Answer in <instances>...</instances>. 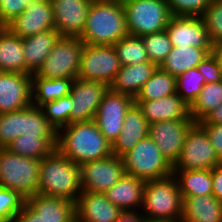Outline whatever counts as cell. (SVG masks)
<instances>
[{"mask_svg":"<svg viewBox=\"0 0 222 222\" xmlns=\"http://www.w3.org/2000/svg\"><path fill=\"white\" fill-rule=\"evenodd\" d=\"M23 135V109L0 114V148Z\"/></svg>","mask_w":222,"mask_h":222,"instance_id":"39","label":"cell"},{"mask_svg":"<svg viewBox=\"0 0 222 222\" xmlns=\"http://www.w3.org/2000/svg\"><path fill=\"white\" fill-rule=\"evenodd\" d=\"M61 35L56 29L22 38V47L26 63V74H34L42 66Z\"/></svg>","mask_w":222,"mask_h":222,"instance_id":"25","label":"cell"},{"mask_svg":"<svg viewBox=\"0 0 222 222\" xmlns=\"http://www.w3.org/2000/svg\"><path fill=\"white\" fill-rule=\"evenodd\" d=\"M207 133L215 152L222 161V124L198 123Z\"/></svg>","mask_w":222,"mask_h":222,"instance_id":"45","label":"cell"},{"mask_svg":"<svg viewBox=\"0 0 222 222\" xmlns=\"http://www.w3.org/2000/svg\"><path fill=\"white\" fill-rule=\"evenodd\" d=\"M146 180L124 174L119 181L104 192L107 199L123 212L142 207Z\"/></svg>","mask_w":222,"mask_h":222,"instance_id":"22","label":"cell"},{"mask_svg":"<svg viewBox=\"0 0 222 222\" xmlns=\"http://www.w3.org/2000/svg\"><path fill=\"white\" fill-rule=\"evenodd\" d=\"M129 35L143 36L166 29L172 16L167 0H122Z\"/></svg>","mask_w":222,"mask_h":222,"instance_id":"7","label":"cell"},{"mask_svg":"<svg viewBox=\"0 0 222 222\" xmlns=\"http://www.w3.org/2000/svg\"><path fill=\"white\" fill-rule=\"evenodd\" d=\"M141 37L149 60L159 67L173 48L168 33L163 30Z\"/></svg>","mask_w":222,"mask_h":222,"instance_id":"37","label":"cell"},{"mask_svg":"<svg viewBox=\"0 0 222 222\" xmlns=\"http://www.w3.org/2000/svg\"><path fill=\"white\" fill-rule=\"evenodd\" d=\"M135 104L150 124L165 120H192L190 105L177 93L157 100L135 101Z\"/></svg>","mask_w":222,"mask_h":222,"instance_id":"20","label":"cell"},{"mask_svg":"<svg viewBox=\"0 0 222 222\" xmlns=\"http://www.w3.org/2000/svg\"><path fill=\"white\" fill-rule=\"evenodd\" d=\"M182 196L212 195V169L173 171Z\"/></svg>","mask_w":222,"mask_h":222,"instance_id":"31","label":"cell"},{"mask_svg":"<svg viewBox=\"0 0 222 222\" xmlns=\"http://www.w3.org/2000/svg\"><path fill=\"white\" fill-rule=\"evenodd\" d=\"M85 43L79 37L61 36L35 73L45 79L78 78Z\"/></svg>","mask_w":222,"mask_h":222,"instance_id":"8","label":"cell"},{"mask_svg":"<svg viewBox=\"0 0 222 222\" xmlns=\"http://www.w3.org/2000/svg\"><path fill=\"white\" fill-rule=\"evenodd\" d=\"M129 35L122 0L92 1L84 32L79 37L85 44L114 45Z\"/></svg>","mask_w":222,"mask_h":222,"instance_id":"2","label":"cell"},{"mask_svg":"<svg viewBox=\"0 0 222 222\" xmlns=\"http://www.w3.org/2000/svg\"><path fill=\"white\" fill-rule=\"evenodd\" d=\"M12 222H43L36 211H34L26 202L22 209L15 215Z\"/></svg>","mask_w":222,"mask_h":222,"instance_id":"46","label":"cell"},{"mask_svg":"<svg viewBox=\"0 0 222 222\" xmlns=\"http://www.w3.org/2000/svg\"><path fill=\"white\" fill-rule=\"evenodd\" d=\"M5 27L20 38L55 29L51 0H31L26 9Z\"/></svg>","mask_w":222,"mask_h":222,"instance_id":"14","label":"cell"},{"mask_svg":"<svg viewBox=\"0 0 222 222\" xmlns=\"http://www.w3.org/2000/svg\"><path fill=\"white\" fill-rule=\"evenodd\" d=\"M150 123L143 116L137 104H133L126 112L121 133L112 144V153L122 157L139 141L148 136Z\"/></svg>","mask_w":222,"mask_h":222,"instance_id":"21","label":"cell"},{"mask_svg":"<svg viewBox=\"0 0 222 222\" xmlns=\"http://www.w3.org/2000/svg\"><path fill=\"white\" fill-rule=\"evenodd\" d=\"M214 0H167L171 15L202 16Z\"/></svg>","mask_w":222,"mask_h":222,"instance_id":"42","label":"cell"},{"mask_svg":"<svg viewBox=\"0 0 222 222\" xmlns=\"http://www.w3.org/2000/svg\"><path fill=\"white\" fill-rule=\"evenodd\" d=\"M145 222H169V221H160V220H150V219H146Z\"/></svg>","mask_w":222,"mask_h":222,"instance_id":"51","label":"cell"},{"mask_svg":"<svg viewBox=\"0 0 222 222\" xmlns=\"http://www.w3.org/2000/svg\"><path fill=\"white\" fill-rule=\"evenodd\" d=\"M32 75L0 71V114L32 104Z\"/></svg>","mask_w":222,"mask_h":222,"instance_id":"18","label":"cell"},{"mask_svg":"<svg viewBox=\"0 0 222 222\" xmlns=\"http://www.w3.org/2000/svg\"><path fill=\"white\" fill-rule=\"evenodd\" d=\"M212 53L217 57L219 64L222 68V40L217 41L213 44Z\"/></svg>","mask_w":222,"mask_h":222,"instance_id":"50","label":"cell"},{"mask_svg":"<svg viewBox=\"0 0 222 222\" xmlns=\"http://www.w3.org/2000/svg\"><path fill=\"white\" fill-rule=\"evenodd\" d=\"M134 103L135 99L132 96L113 92L110 89L103 96L94 121L111 144L121 133L126 112Z\"/></svg>","mask_w":222,"mask_h":222,"instance_id":"12","label":"cell"},{"mask_svg":"<svg viewBox=\"0 0 222 222\" xmlns=\"http://www.w3.org/2000/svg\"><path fill=\"white\" fill-rule=\"evenodd\" d=\"M121 66L150 61L142 37L127 35L113 45Z\"/></svg>","mask_w":222,"mask_h":222,"instance_id":"34","label":"cell"},{"mask_svg":"<svg viewBox=\"0 0 222 222\" xmlns=\"http://www.w3.org/2000/svg\"><path fill=\"white\" fill-rule=\"evenodd\" d=\"M54 27L61 36L80 37L92 0H51Z\"/></svg>","mask_w":222,"mask_h":222,"instance_id":"17","label":"cell"},{"mask_svg":"<svg viewBox=\"0 0 222 222\" xmlns=\"http://www.w3.org/2000/svg\"><path fill=\"white\" fill-rule=\"evenodd\" d=\"M40 162L0 148V187L17 191L25 199L38 194Z\"/></svg>","mask_w":222,"mask_h":222,"instance_id":"5","label":"cell"},{"mask_svg":"<svg viewBox=\"0 0 222 222\" xmlns=\"http://www.w3.org/2000/svg\"><path fill=\"white\" fill-rule=\"evenodd\" d=\"M0 71L26 74L22 38L0 28Z\"/></svg>","mask_w":222,"mask_h":222,"instance_id":"27","label":"cell"},{"mask_svg":"<svg viewBox=\"0 0 222 222\" xmlns=\"http://www.w3.org/2000/svg\"><path fill=\"white\" fill-rule=\"evenodd\" d=\"M196 68L204 76L206 83H215L222 80V68L212 52Z\"/></svg>","mask_w":222,"mask_h":222,"instance_id":"44","label":"cell"},{"mask_svg":"<svg viewBox=\"0 0 222 222\" xmlns=\"http://www.w3.org/2000/svg\"><path fill=\"white\" fill-rule=\"evenodd\" d=\"M56 149L79 166L113 154L112 144L100 132L94 120L72 122L59 129Z\"/></svg>","mask_w":222,"mask_h":222,"instance_id":"1","label":"cell"},{"mask_svg":"<svg viewBox=\"0 0 222 222\" xmlns=\"http://www.w3.org/2000/svg\"><path fill=\"white\" fill-rule=\"evenodd\" d=\"M26 203L39 214L43 222H75V202L60 197L36 194Z\"/></svg>","mask_w":222,"mask_h":222,"instance_id":"23","label":"cell"},{"mask_svg":"<svg viewBox=\"0 0 222 222\" xmlns=\"http://www.w3.org/2000/svg\"><path fill=\"white\" fill-rule=\"evenodd\" d=\"M78 222H115L123 212L104 193L82 191L75 202Z\"/></svg>","mask_w":222,"mask_h":222,"instance_id":"19","label":"cell"},{"mask_svg":"<svg viewBox=\"0 0 222 222\" xmlns=\"http://www.w3.org/2000/svg\"><path fill=\"white\" fill-rule=\"evenodd\" d=\"M193 120H165L151 123L148 135L153 139L161 153L174 165L179 159L184 139Z\"/></svg>","mask_w":222,"mask_h":222,"instance_id":"15","label":"cell"},{"mask_svg":"<svg viewBox=\"0 0 222 222\" xmlns=\"http://www.w3.org/2000/svg\"><path fill=\"white\" fill-rule=\"evenodd\" d=\"M23 134L25 136H57L58 131L44 116L41 107L23 108Z\"/></svg>","mask_w":222,"mask_h":222,"instance_id":"35","label":"cell"},{"mask_svg":"<svg viewBox=\"0 0 222 222\" xmlns=\"http://www.w3.org/2000/svg\"><path fill=\"white\" fill-rule=\"evenodd\" d=\"M31 0H0V26L5 27L19 16Z\"/></svg>","mask_w":222,"mask_h":222,"instance_id":"43","label":"cell"},{"mask_svg":"<svg viewBox=\"0 0 222 222\" xmlns=\"http://www.w3.org/2000/svg\"><path fill=\"white\" fill-rule=\"evenodd\" d=\"M198 123H214V124H222V103L208 113L201 121Z\"/></svg>","mask_w":222,"mask_h":222,"instance_id":"49","label":"cell"},{"mask_svg":"<svg viewBox=\"0 0 222 222\" xmlns=\"http://www.w3.org/2000/svg\"><path fill=\"white\" fill-rule=\"evenodd\" d=\"M211 52L212 48L173 47L159 67L177 77L187 70L196 68Z\"/></svg>","mask_w":222,"mask_h":222,"instance_id":"28","label":"cell"},{"mask_svg":"<svg viewBox=\"0 0 222 222\" xmlns=\"http://www.w3.org/2000/svg\"><path fill=\"white\" fill-rule=\"evenodd\" d=\"M57 146V136L20 135L6 149L11 153L41 160L50 155Z\"/></svg>","mask_w":222,"mask_h":222,"instance_id":"30","label":"cell"},{"mask_svg":"<svg viewBox=\"0 0 222 222\" xmlns=\"http://www.w3.org/2000/svg\"><path fill=\"white\" fill-rule=\"evenodd\" d=\"M182 198L181 222H222V201L213 195Z\"/></svg>","mask_w":222,"mask_h":222,"instance_id":"26","label":"cell"},{"mask_svg":"<svg viewBox=\"0 0 222 222\" xmlns=\"http://www.w3.org/2000/svg\"><path fill=\"white\" fill-rule=\"evenodd\" d=\"M205 84L201 72L197 68H192L176 77V92L188 105H191Z\"/></svg>","mask_w":222,"mask_h":222,"instance_id":"36","label":"cell"},{"mask_svg":"<svg viewBox=\"0 0 222 222\" xmlns=\"http://www.w3.org/2000/svg\"><path fill=\"white\" fill-rule=\"evenodd\" d=\"M222 103V80L206 83L195 101L190 105V115L195 123Z\"/></svg>","mask_w":222,"mask_h":222,"instance_id":"33","label":"cell"},{"mask_svg":"<svg viewBox=\"0 0 222 222\" xmlns=\"http://www.w3.org/2000/svg\"><path fill=\"white\" fill-rule=\"evenodd\" d=\"M173 47L212 48L201 16L172 15L166 27Z\"/></svg>","mask_w":222,"mask_h":222,"instance_id":"16","label":"cell"},{"mask_svg":"<svg viewBox=\"0 0 222 222\" xmlns=\"http://www.w3.org/2000/svg\"><path fill=\"white\" fill-rule=\"evenodd\" d=\"M212 44L222 40V0H214L201 16Z\"/></svg>","mask_w":222,"mask_h":222,"instance_id":"41","label":"cell"},{"mask_svg":"<svg viewBox=\"0 0 222 222\" xmlns=\"http://www.w3.org/2000/svg\"><path fill=\"white\" fill-rule=\"evenodd\" d=\"M176 77L157 67L143 85L135 101L157 100L176 92Z\"/></svg>","mask_w":222,"mask_h":222,"instance_id":"32","label":"cell"},{"mask_svg":"<svg viewBox=\"0 0 222 222\" xmlns=\"http://www.w3.org/2000/svg\"><path fill=\"white\" fill-rule=\"evenodd\" d=\"M125 174L121 157L114 154L100 160L85 162L80 166L81 189L104 193Z\"/></svg>","mask_w":222,"mask_h":222,"instance_id":"11","label":"cell"},{"mask_svg":"<svg viewBox=\"0 0 222 222\" xmlns=\"http://www.w3.org/2000/svg\"><path fill=\"white\" fill-rule=\"evenodd\" d=\"M82 192L80 166L57 149L40 162L38 194L76 202Z\"/></svg>","mask_w":222,"mask_h":222,"instance_id":"3","label":"cell"},{"mask_svg":"<svg viewBox=\"0 0 222 222\" xmlns=\"http://www.w3.org/2000/svg\"><path fill=\"white\" fill-rule=\"evenodd\" d=\"M221 163L205 130L198 123H194L186 133L173 171L211 170Z\"/></svg>","mask_w":222,"mask_h":222,"instance_id":"9","label":"cell"},{"mask_svg":"<svg viewBox=\"0 0 222 222\" xmlns=\"http://www.w3.org/2000/svg\"><path fill=\"white\" fill-rule=\"evenodd\" d=\"M182 204L183 198L173 174L146 181L141 207L146 219L181 222Z\"/></svg>","mask_w":222,"mask_h":222,"instance_id":"4","label":"cell"},{"mask_svg":"<svg viewBox=\"0 0 222 222\" xmlns=\"http://www.w3.org/2000/svg\"><path fill=\"white\" fill-rule=\"evenodd\" d=\"M72 82L73 79H45L32 74V105L41 107L47 102L68 96Z\"/></svg>","mask_w":222,"mask_h":222,"instance_id":"29","label":"cell"},{"mask_svg":"<svg viewBox=\"0 0 222 222\" xmlns=\"http://www.w3.org/2000/svg\"><path fill=\"white\" fill-rule=\"evenodd\" d=\"M146 217L144 214L137 213L136 211L122 212L115 222H145Z\"/></svg>","mask_w":222,"mask_h":222,"instance_id":"48","label":"cell"},{"mask_svg":"<svg viewBox=\"0 0 222 222\" xmlns=\"http://www.w3.org/2000/svg\"><path fill=\"white\" fill-rule=\"evenodd\" d=\"M109 90L105 83L76 78L73 80L71 96L70 123L94 120L103 96Z\"/></svg>","mask_w":222,"mask_h":222,"instance_id":"13","label":"cell"},{"mask_svg":"<svg viewBox=\"0 0 222 222\" xmlns=\"http://www.w3.org/2000/svg\"><path fill=\"white\" fill-rule=\"evenodd\" d=\"M212 195L222 201V163L212 168Z\"/></svg>","mask_w":222,"mask_h":222,"instance_id":"47","label":"cell"},{"mask_svg":"<svg viewBox=\"0 0 222 222\" xmlns=\"http://www.w3.org/2000/svg\"><path fill=\"white\" fill-rule=\"evenodd\" d=\"M26 199L17 191L0 187V222H12Z\"/></svg>","mask_w":222,"mask_h":222,"instance_id":"40","label":"cell"},{"mask_svg":"<svg viewBox=\"0 0 222 222\" xmlns=\"http://www.w3.org/2000/svg\"><path fill=\"white\" fill-rule=\"evenodd\" d=\"M121 158L126 174L146 181L166 178L173 173V165L149 135Z\"/></svg>","mask_w":222,"mask_h":222,"instance_id":"6","label":"cell"},{"mask_svg":"<svg viewBox=\"0 0 222 222\" xmlns=\"http://www.w3.org/2000/svg\"><path fill=\"white\" fill-rule=\"evenodd\" d=\"M120 67L113 45L85 44L78 78L102 82L109 86Z\"/></svg>","mask_w":222,"mask_h":222,"instance_id":"10","label":"cell"},{"mask_svg":"<svg viewBox=\"0 0 222 222\" xmlns=\"http://www.w3.org/2000/svg\"><path fill=\"white\" fill-rule=\"evenodd\" d=\"M44 116L56 128L59 129L70 124V114L72 110L71 96L47 102L41 106Z\"/></svg>","mask_w":222,"mask_h":222,"instance_id":"38","label":"cell"},{"mask_svg":"<svg viewBox=\"0 0 222 222\" xmlns=\"http://www.w3.org/2000/svg\"><path fill=\"white\" fill-rule=\"evenodd\" d=\"M156 68L157 66L151 61L121 66L109 89L135 99Z\"/></svg>","mask_w":222,"mask_h":222,"instance_id":"24","label":"cell"}]
</instances>
